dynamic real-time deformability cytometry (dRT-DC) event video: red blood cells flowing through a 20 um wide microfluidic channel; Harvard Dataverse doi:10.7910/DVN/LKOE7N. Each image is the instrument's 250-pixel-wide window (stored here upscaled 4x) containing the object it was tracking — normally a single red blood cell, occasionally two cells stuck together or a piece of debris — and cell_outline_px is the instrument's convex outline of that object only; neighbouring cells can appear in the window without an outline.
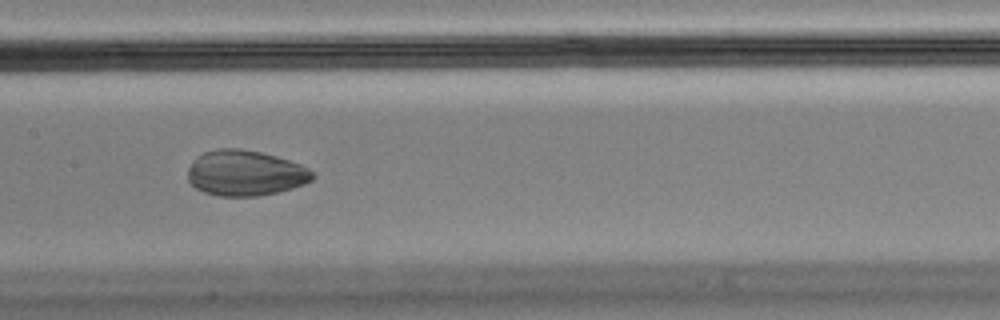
{"species": "Egyptian fruit bat (a non-hibernating species)", "species_latin": "Rousettus aegyptiacus", "temperature_condition": "cold", "stored_images_in_passage": 9, "camera_frame_rate_fps": 3000, "um_per_image_px": 0.085, "animal": {"sex": "male"}, "frame": {"image": 1, "passage_image": 8, "time_ms": 2.333, "image_size_px": [1000, 320], "cell_outline_px": [[316, 176], [312, 180], [304, 184], [292, 188], [276, 192], [256, 196], [216, 196], [204, 192], [196, 188], [188, 180], [188, 168], [192, 160], [196, 156], [204, 152], [220, 148], [240, 148], [260, 152], [276, 156], [300, 164], [308, 168]], "centroid_in_image_um": [20.83, 14.7], "position_along_channel_um": 186.6, "area_um2": 33.18}}